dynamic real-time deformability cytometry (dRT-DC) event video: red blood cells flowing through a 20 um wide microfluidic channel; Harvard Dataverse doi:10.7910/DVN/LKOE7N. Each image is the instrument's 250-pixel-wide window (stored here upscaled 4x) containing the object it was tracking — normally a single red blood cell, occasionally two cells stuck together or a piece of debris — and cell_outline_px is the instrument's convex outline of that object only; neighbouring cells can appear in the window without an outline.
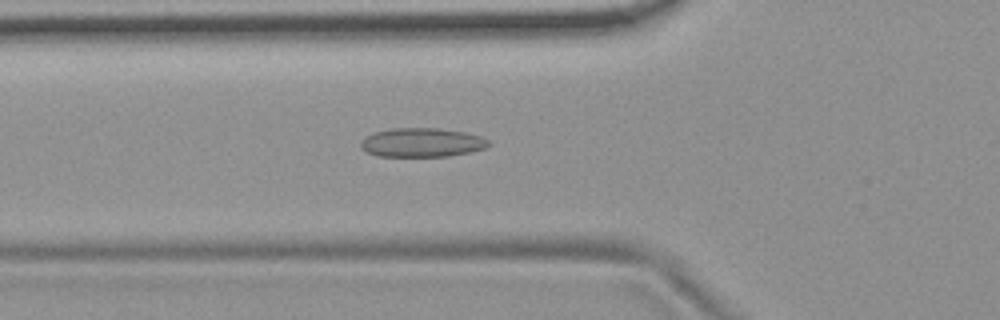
{"species": "common noctule bat (a hibernating species)", "species_latin": "Nyctalus noctula", "temperature_condition": "room temperature", "stored_images_in_passage": 53, "camera_frame_rate_fps": 3000, "um_per_image_px": 0.085, "animal": {"sex": "female", "body_mass_g": 19.9}, "frame": {"image": 1, "passage_image": 18, "time_ms": 5.667, "image_size_px": [1000, 320], "cell_outline_px": [[492, 144], [484, 148], [468, 152], [448, 156], [376, 156], [360, 148], [360, 140], [376, 132], [392, 128], [440, 128], [464, 132], [480, 136], [488, 140]], "centroid_in_image_um": [35.85, 12.11], "position_along_channel_um": 89.9, "area_um2": 21.5}}
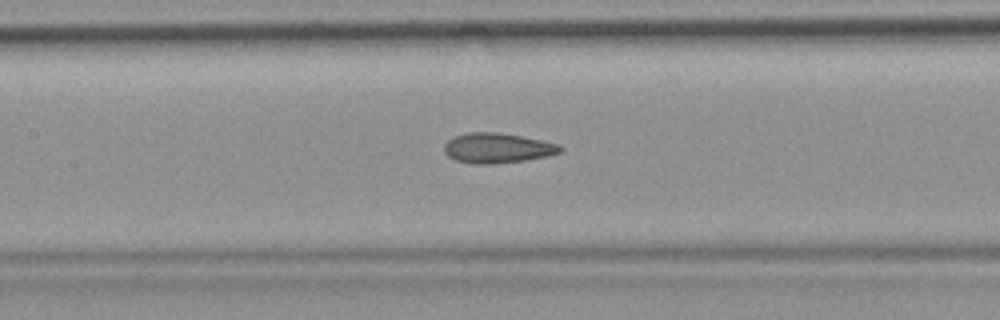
{"frame": {"image": 2, "passage_image": 24, "time_ms": 7.667, "image_size_px": [1000, 320], "cell_outline_px": [[564, 148], [560, 152], [548, 156], [524, 160], [492, 164], [472, 164], [456, 160], [448, 156], [444, 152], [444, 144], [452, 136], [468, 132], [496, 132], [520, 136], [560, 144]], "centroid_in_image_um": [42.25, 12.58], "position_along_channel_um": 165.2, "area_um2": 20.35}}
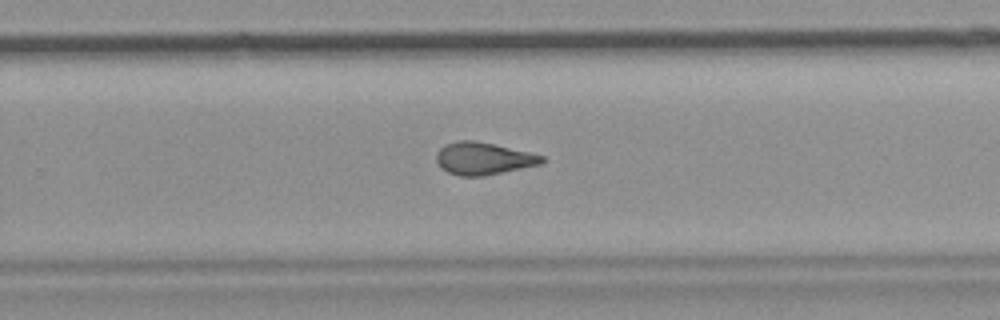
{"frame": {"image": 3, "passage_image": 34, "time_ms": 11.0, "image_size_px": [1000, 320], "cell_outline_px": [[544, 160], [540, 164], [484, 176], [460, 176], [448, 172], [436, 160], [436, 152], [444, 144], [456, 140], [476, 140], [528, 152], [544, 156]], "centroid_in_image_um": [41.05, 13.46], "position_along_channel_um": 288.7, "area_um2": 19.71}, "authors_computed_cell_mechanics": {"area_um2": 20.3456, "velocity_mm_per_s": 3.7303, "shape_relaxation_time_tau1_ms": null, "shape_relaxation_time_tau2_ms": 1.8072, "deformation_change_tau1": null, "deformation_change_tau2": 0.0918}}